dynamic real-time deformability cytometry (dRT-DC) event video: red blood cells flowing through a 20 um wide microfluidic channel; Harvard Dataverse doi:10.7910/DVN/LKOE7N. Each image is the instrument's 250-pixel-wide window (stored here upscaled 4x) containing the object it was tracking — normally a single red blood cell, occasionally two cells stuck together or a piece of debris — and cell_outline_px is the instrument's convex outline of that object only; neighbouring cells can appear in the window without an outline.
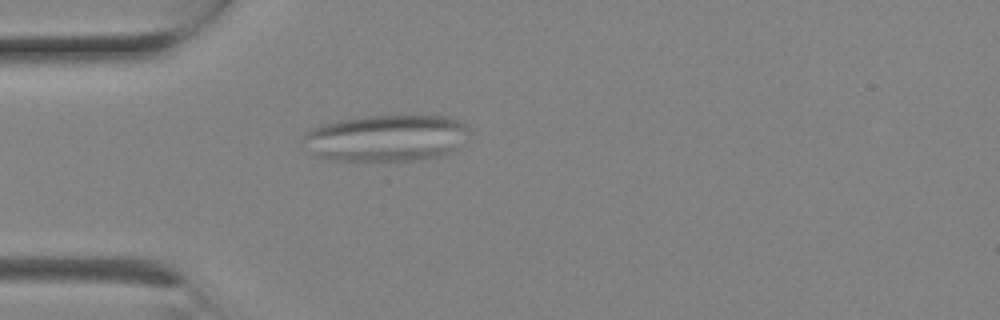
{"species": "Egyptian fruit bat (a non-hibernating species)", "species_latin": "Rousettus aegyptiacus", "temperature_condition": "room temperature", "stored_images_in_passage": 5, "camera_frame_rate_fps": 3000, "um_per_image_px": 0.085, "animal": {"sex": "female"}, "frame": {"image": 1, "passage_image": 2, "time_ms": 0.333, "image_size_px": [1000, 320], "cell_outline_px": [[472, 132], [456, 152], [444, 156], [424, 160], [336, 160], [316, 156], [304, 148], [300, 144], [304, 132], [308, 128], [340, 120], [364, 116], [448, 116], [460, 120], [472, 128]], "centroid_in_image_um": [32.89, 11.74], "position_along_channel_um": 52.1, "area_um2": 46.3}}
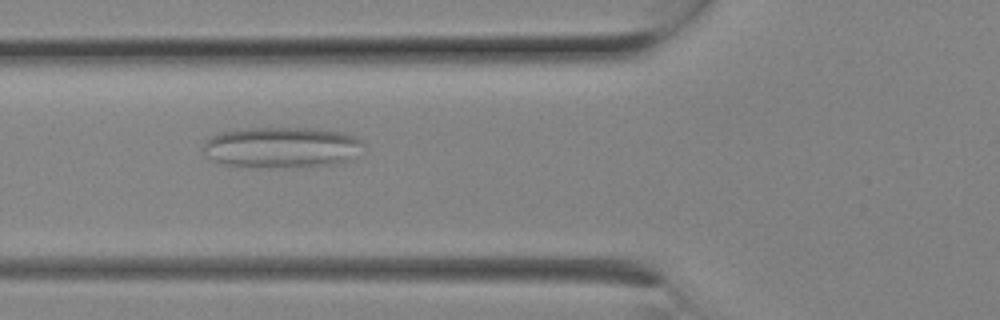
{"frame": {"image": 2, "passage_image": 4, "time_ms": 1.0, "image_size_px": [1000, 320], "cell_outline_px": [[364, 144], [352, 160], [340, 164], [304, 168], [252, 168], [224, 164], [212, 160], [204, 156], [204, 144], [212, 136], [220, 132], [248, 128], [312, 128], [344, 132], [364, 140]], "centroid_in_image_um": [23.99, 12.56], "position_along_channel_um": 101.8, "area_um2": 39.25}}